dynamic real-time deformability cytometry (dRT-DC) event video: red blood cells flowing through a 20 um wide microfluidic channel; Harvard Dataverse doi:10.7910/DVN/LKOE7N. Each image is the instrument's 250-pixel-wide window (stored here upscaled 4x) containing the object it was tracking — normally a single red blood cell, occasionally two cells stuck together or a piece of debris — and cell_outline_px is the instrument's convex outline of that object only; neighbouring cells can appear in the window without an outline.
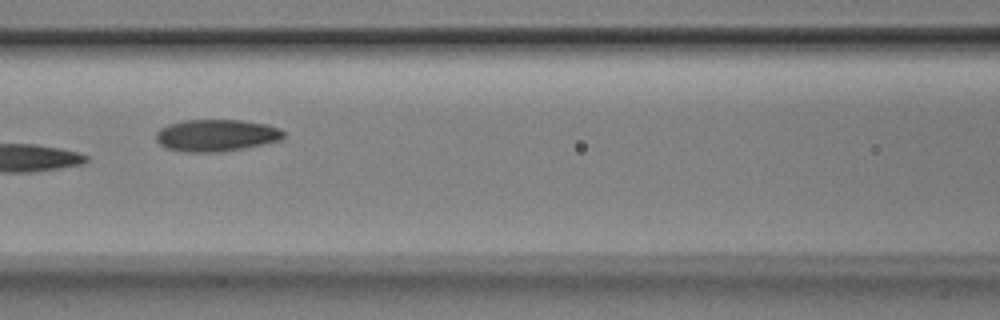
{"species": "Egyptian fruit bat (a non-hibernating species)", "species_latin": "Rousettus aegyptiacus", "temperature_condition": "room temperature", "stored_images_in_passage": 7, "camera_frame_rate_fps": 3000, "um_per_image_px": 0.085, "animal": {"sex": "male"}, "frame": {"image": 1, "passage_image": 7, "time_ms": 2.0, "image_size_px": [1000, 320], "cell_outline_px": [[284, 136], [280, 140], [248, 148], [220, 152], [184, 152], [168, 148], [160, 144], [156, 140], [156, 132], [160, 128], [168, 124], [184, 120], [240, 120], [268, 124], [280, 128], [284, 132]], "centroid_in_image_um": [18.4, 11.51], "position_along_channel_um": 148.2, "area_um2": 23.99}}